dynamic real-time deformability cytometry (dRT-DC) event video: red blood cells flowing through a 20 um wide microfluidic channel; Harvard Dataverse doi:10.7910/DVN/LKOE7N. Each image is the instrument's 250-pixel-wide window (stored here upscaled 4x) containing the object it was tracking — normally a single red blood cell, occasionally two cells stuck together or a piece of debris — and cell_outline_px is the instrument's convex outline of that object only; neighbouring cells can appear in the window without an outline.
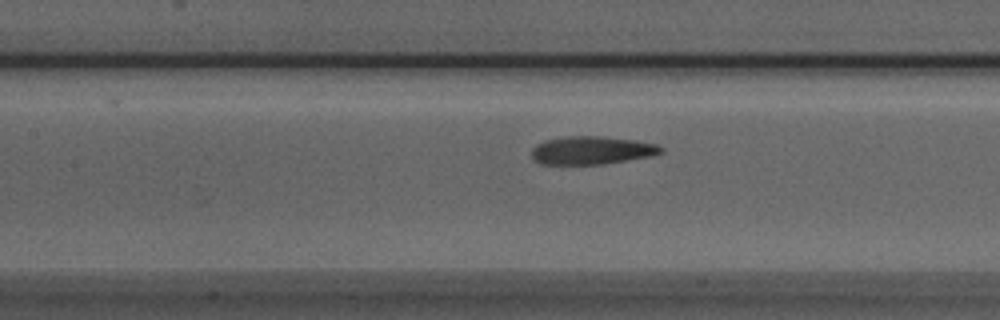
{"species": "Egyptian fruit bat (a non-hibernating species)", "species_latin": "Rousettus aegyptiacus", "temperature_condition": "room temperature", "stored_images_in_passage": 35, "camera_frame_rate_fps": 3000, "um_per_image_px": 0.085, "animal": {"sex": "male"}, "frame": {"image": 1, "passage_image": 11, "time_ms": 3.333, "image_size_px": [1000, 320], "cell_outline_px": [[664, 152], [652, 156], [604, 164], [540, 164], [532, 156], [532, 148], [536, 144], [544, 140], [568, 136], [600, 136], [636, 140], [656, 144], [664, 148]], "centroid_in_image_um": [50.32, 12.77], "position_along_channel_um": 157.1, "area_um2": 21.27}}
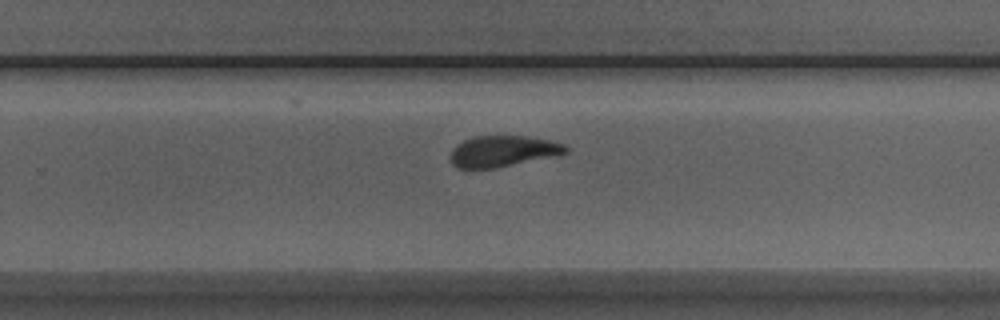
{"frame": {"image": 2, "passage_image": 21, "time_ms": 6.667, "image_size_px": [1000, 320], "cell_outline_px": [[568, 152], [552, 156], [496, 168], [456, 168], [452, 164], [448, 156], [452, 148], [456, 144], [464, 140], [476, 136], [524, 136], [548, 140], [564, 144], [568, 148]], "centroid_in_image_um": [42.67, 12.85], "position_along_channel_um": 287.1, "area_um2": 20.81}}
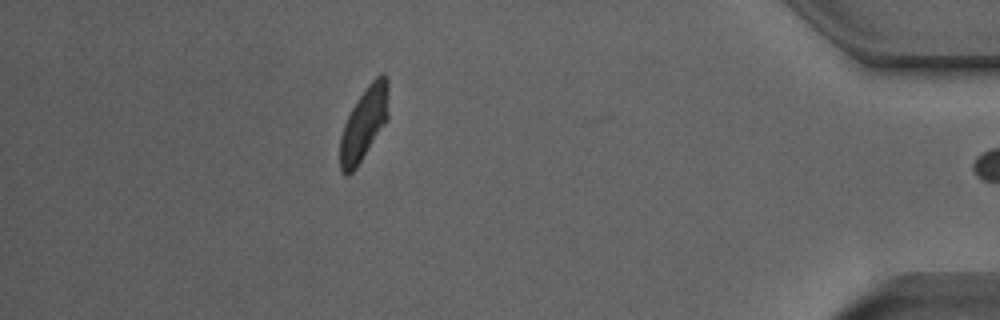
{"frame": {"image": 3, "passage_image": 34, "time_ms": 11.0, "image_size_px": [1000, 320], "cell_outline_px": [[388, 120], [356, 168], [352, 172], [340, 172], [340, 136], [344, 124], [352, 108], [368, 84], [376, 76], [388, 76]], "centroid_in_image_um": [30.95, 10.51], "position_along_channel_um": 404.2, "area_um2": 20.35}, "authors_computed_cell_mechanics": {"area_um2": 21.6172, "velocity_mm_per_s": 3.9156, "shape_relaxation_time_tau1_ms": 3.5292, "shape_relaxation_time_tau2_ms": 1.6023, "deformation_change_tau1": 0.1611, "deformation_change_tau2": 0.0924}}